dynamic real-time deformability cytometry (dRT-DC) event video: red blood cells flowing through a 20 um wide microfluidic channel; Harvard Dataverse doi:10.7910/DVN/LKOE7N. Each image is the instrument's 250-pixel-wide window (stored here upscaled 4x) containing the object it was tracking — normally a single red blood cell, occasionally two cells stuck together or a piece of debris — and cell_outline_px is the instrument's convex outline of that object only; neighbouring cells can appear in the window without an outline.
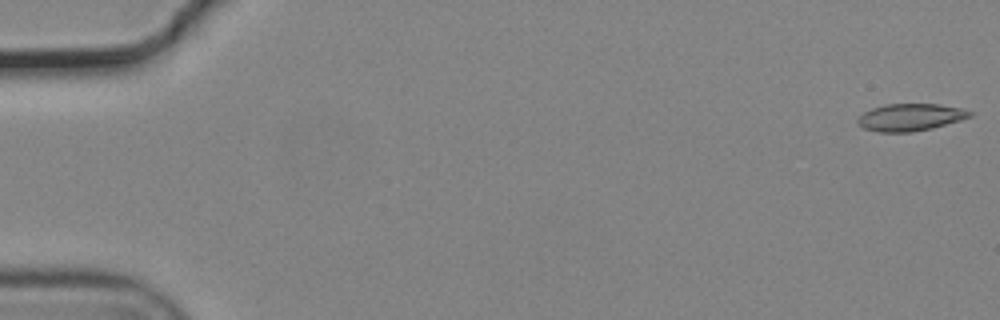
{"species": "common noctule bat (a hibernating species)", "species_latin": "Nyctalus noctula", "temperature_condition": "cold", "stored_images_in_passage": 10, "camera_frame_rate_fps": 3000, "um_per_image_px": 0.085, "animal": {"sex": "male", "body_mass_g": 19.2, "forearm_length_mm": 51.8}, "frame": {"image": 1, "passage_image": 1, "time_ms": 0.0, "image_size_px": [1000, 320], "cell_outline_px": [[972, 116], [960, 120], [932, 128], [912, 132], [880, 132], [864, 128], [856, 120], [864, 112], [872, 108], [884, 104], [940, 104], [960, 108], [972, 112]], "centroid_in_image_um": [77.38, 9.96], "position_along_channel_um": 7.6, "area_um2": 17.63}}